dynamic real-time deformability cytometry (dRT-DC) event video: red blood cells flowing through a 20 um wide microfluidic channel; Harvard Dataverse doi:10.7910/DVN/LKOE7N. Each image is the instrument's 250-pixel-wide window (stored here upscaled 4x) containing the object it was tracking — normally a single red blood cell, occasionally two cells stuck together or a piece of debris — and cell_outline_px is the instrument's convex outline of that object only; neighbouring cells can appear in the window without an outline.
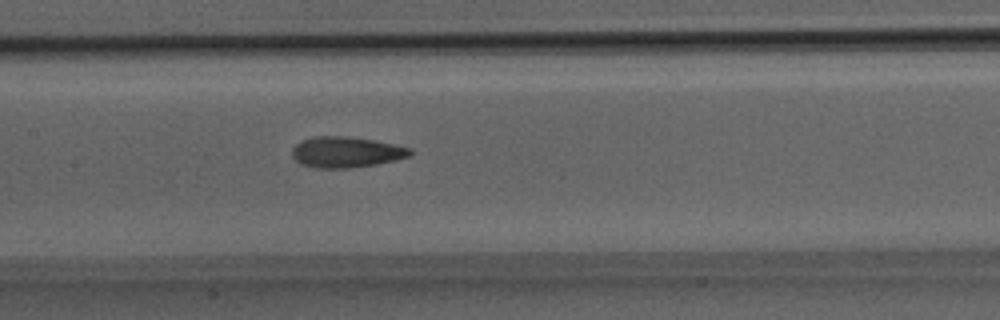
{"species": "Egyptian fruit bat (a non-hibernating species)", "species_latin": "Rousettus aegyptiacus", "temperature_condition": "room temperature", "stored_images_in_passage": 17, "camera_frame_rate_fps": 3000, "um_per_image_px": 0.085, "animal": {"sex": "male"}, "frame": {"image": 1, "passage_image": 15, "time_ms": 4.667, "image_size_px": [1000, 320], "cell_outline_px": [[412, 152], [408, 156], [396, 160], [376, 164], [348, 168], [316, 168], [300, 164], [292, 156], [292, 148], [296, 144], [312, 136], [348, 136], [372, 140], [412, 148]], "centroid_in_image_um": [29.39, 12.93], "position_along_channel_um": 178.0, "area_um2": 21.1}}